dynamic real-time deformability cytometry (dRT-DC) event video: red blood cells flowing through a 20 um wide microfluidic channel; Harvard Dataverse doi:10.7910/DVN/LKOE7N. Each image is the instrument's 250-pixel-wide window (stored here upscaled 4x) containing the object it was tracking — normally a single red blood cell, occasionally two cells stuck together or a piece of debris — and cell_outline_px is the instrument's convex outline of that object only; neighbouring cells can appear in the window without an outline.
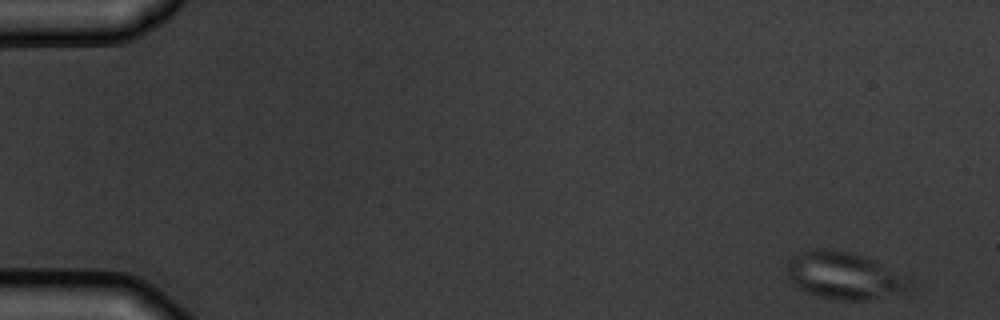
{"species": "common noctule bat (a hibernating species)", "species_latin": "Nyctalus noctula", "temperature_condition": "warm", "stored_images_in_passage": 4, "camera_frame_rate_fps": 3000, "um_per_image_px": 0.085, "animal": {"sex": "male", "body_mass_g": 19.5, "forearm_length_mm": 54.6}, "frame": {"image": 1, "passage_image": 1, "time_ms": 0.0, "image_size_px": [1000, 320], "cell_outline_px": [[916, 288], [912, 296], [872, 300], [840, 300], [820, 296], [808, 292], [792, 284], [788, 280], [784, 268], [788, 260], [792, 256], [808, 248], [832, 248], [864, 256], [876, 260]], "centroid_in_image_um": [71.79, 23.46], "position_along_channel_um": 13.2, "area_um2": 34.8}}